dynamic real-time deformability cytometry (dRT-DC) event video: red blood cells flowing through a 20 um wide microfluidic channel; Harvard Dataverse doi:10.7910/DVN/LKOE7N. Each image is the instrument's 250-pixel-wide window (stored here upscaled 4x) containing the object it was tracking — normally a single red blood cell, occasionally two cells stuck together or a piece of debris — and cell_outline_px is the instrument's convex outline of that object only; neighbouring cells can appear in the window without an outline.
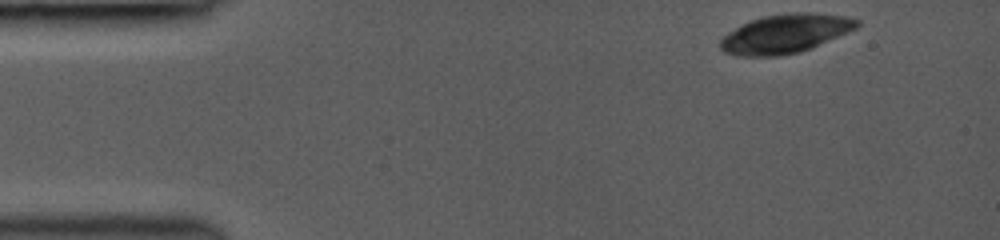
{"species": "common noctule bat (a hibernating species)", "species_latin": "Nyctalus noctula", "temperature_condition": "room temperature", "stored_images_in_passage": 7, "camera_frame_rate_fps": 3000, "um_per_image_px": 0.085, "animal": {"sex": "female", "body_mass_g": 19.0, "forearm_length_mm": 53.3}, "frame": {"image": 1, "passage_image": 1, "time_ms": 0.0, "image_size_px": [1000, 240], "cell_outline_px": [[860, 24], [856, 28], [812, 48], [800, 52], [780, 56], [736, 56], [724, 52], [720, 48], [720, 40], [728, 32], [752, 20], [764, 16], [796, 12], [808, 12], [848, 16], [860, 20]], "centroid_in_image_um": [66.77, 2.87], "position_along_channel_um": 18.2, "area_um2": 30.87}}
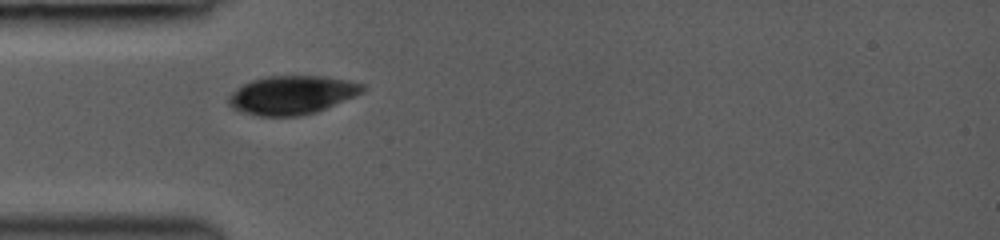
{"frame": {"image": 2, "passage_image": 6, "time_ms": 3.333, "image_size_px": [1000, 240], "cell_outline_px": [[364, 92], [316, 112], [300, 116], [256, 116], [240, 112], [232, 108], [228, 104], [228, 96], [232, 92], [244, 84], [252, 80], [268, 76], [324, 76], [348, 80], [364, 84]], "centroid_in_image_um": [24.8, 8.08], "position_along_channel_um": 60.2, "area_um2": 30.17}}